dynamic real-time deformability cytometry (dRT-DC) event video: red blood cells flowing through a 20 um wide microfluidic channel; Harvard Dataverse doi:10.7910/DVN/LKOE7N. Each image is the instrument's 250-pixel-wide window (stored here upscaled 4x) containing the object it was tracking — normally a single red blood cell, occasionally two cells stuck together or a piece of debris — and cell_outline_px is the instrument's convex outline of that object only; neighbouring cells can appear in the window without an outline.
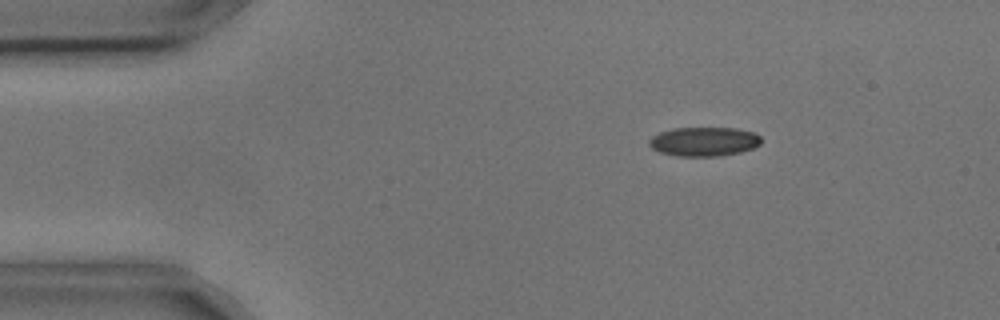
{"species": "common noctule bat (a hibernating species)", "species_latin": "Nyctalus noctula", "temperature_condition": "cold", "stored_images_in_passage": 5, "camera_frame_rate_fps": 3000, "um_per_image_px": 0.085, "animal": {"sex": "male", "body_mass_g": 17.9, "forearm_length_mm": 54.2}, "frame": {"image": 1, "passage_image": 3, "time_ms": 0.667, "image_size_px": [1000, 320], "cell_outline_px": [[760, 144], [752, 148], [740, 152], [720, 156], [676, 156], [660, 152], [652, 148], [648, 144], [648, 140], [652, 136], [660, 132], [672, 128], [736, 128], [756, 132], [760, 136]], "centroid_in_image_um": [59.83, 12.03], "position_along_channel_um": 25.2, "area_um2": 19.13}}